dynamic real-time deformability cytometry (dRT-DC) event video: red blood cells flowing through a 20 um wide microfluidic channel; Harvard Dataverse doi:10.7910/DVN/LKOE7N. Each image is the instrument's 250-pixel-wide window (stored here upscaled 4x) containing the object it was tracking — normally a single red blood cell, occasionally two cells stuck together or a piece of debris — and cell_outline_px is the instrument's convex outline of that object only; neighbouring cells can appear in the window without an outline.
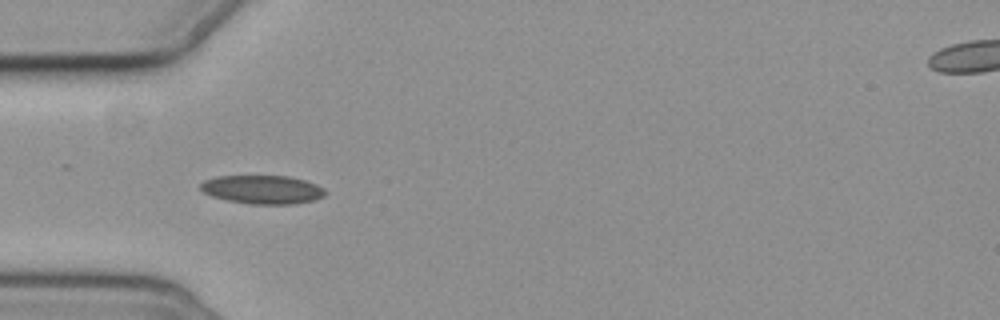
{"species": "common noctule bat (a hibernating species)", "species_latin": "Nyctalus noctula", "temperature_condition": "cold", "stored_images_in_passage": 6, "camera_frame_rate_fps": 3000, "um_per_image_px": 0.085, "animal": {"sex": "female", "body_mass_g": 19.3, "forearm_length_mm": 54.1}, "frame": {"image": 1, "passage_image": 5, "time_ms": 4.667, "image_size_px": [1000, 320], "cell_outline_px": [[328, 192], [324, 196], [312, 200], [296, 204], [252, 204], [228, 200], [212, 196], [204, 192], [200, 188], [200, 184], [204, 180], [216, 176], [288, 176], [304, 180], [316, 184], [324, 188]], "centroid_in_image_um": [22.33, 16.11], "position_along_channel_um": 62.7, "area_um2": 20.75}}
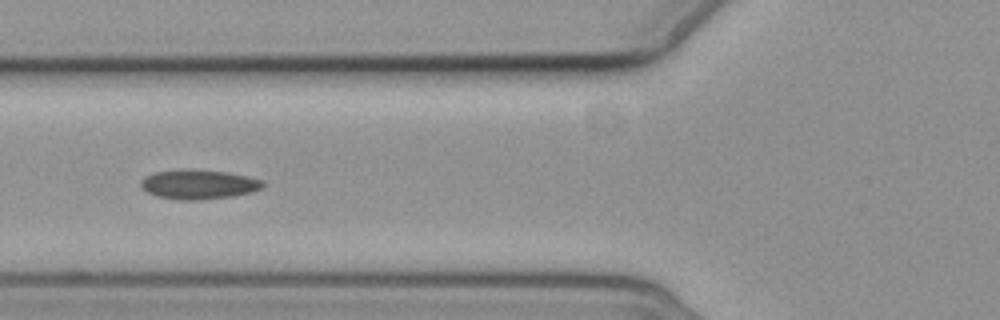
{"frame": {"image": 2, "passage_image": 6, "time_ms": 6.0, "image_size_px": [1000, 320], "cell_outline_px": [[264, 184], [260, 188], [252, 192], [232, 196], [200, 200], [180, 200], [156, 196], [148, 192], [140, 184], [140, 180], [144, 176], [156, 172], [192, 168], [228, 172], [248, 176], [264, 180]], "centroid_in_image_um": [16.89, 15.66], "position_along_channel_um": 108.9, "area_um2": 21.1}}